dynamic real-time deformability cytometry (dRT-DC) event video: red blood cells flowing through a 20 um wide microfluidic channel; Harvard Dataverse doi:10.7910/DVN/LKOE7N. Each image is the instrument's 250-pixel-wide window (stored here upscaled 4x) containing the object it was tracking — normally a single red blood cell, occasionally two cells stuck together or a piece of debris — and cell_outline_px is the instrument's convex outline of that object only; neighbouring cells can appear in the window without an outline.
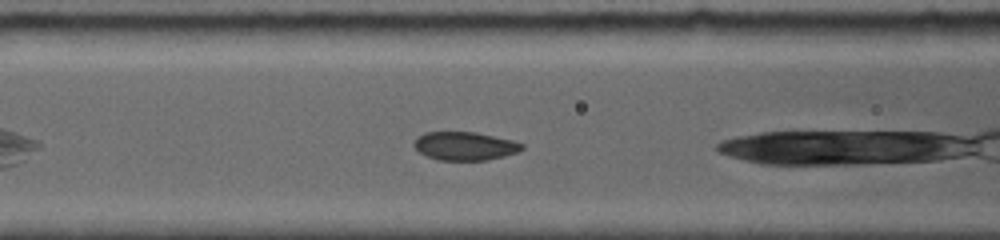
{"species": "common noctule bat (a hibernating species)", "species_latin": "Nyctalus noctula", "temperature_condition": "room temperature", "stored_images_in_passage": 5, "camera_frame_rate_fps": 5000, "um_per_image_px": 0.085, "animal": {"sex": "female", "body_mass_g": 19.0, "forearm_length_mm": 56.7}, "frame": {"image": 1, "passage_image": 3, "time_ms": 1.4, "image_size_px": [1000, 240], "cell_outline_px": [[524, 148], [516, 152], [504, 156], [488, 160], [436, 160], [420, 152], [412, 144], [416, 136], [424, 132], [476, 132], [512, 140], [524, 144]], "centroid_in_image_um": [39.49, 12.4], "position_along_channel_um": 127.1, "area_um2": 17.92}}